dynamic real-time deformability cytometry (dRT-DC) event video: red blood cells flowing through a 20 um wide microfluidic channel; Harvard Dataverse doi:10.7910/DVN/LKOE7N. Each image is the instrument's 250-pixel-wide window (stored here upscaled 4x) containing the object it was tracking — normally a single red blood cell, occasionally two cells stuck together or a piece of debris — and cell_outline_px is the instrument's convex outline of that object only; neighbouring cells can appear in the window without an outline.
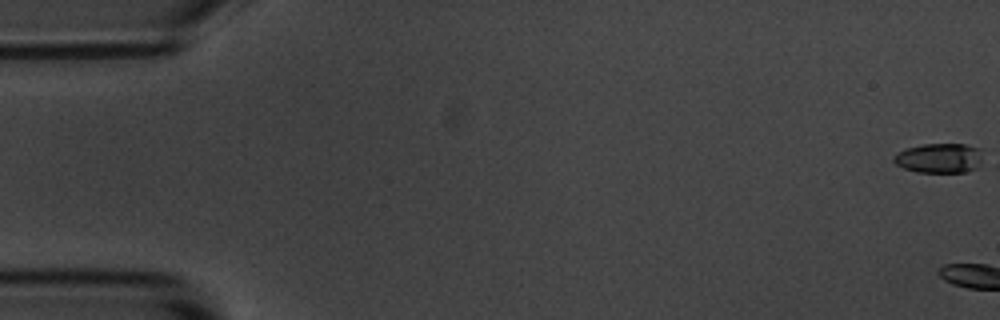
{"species": "common noctule bat (a hibernating species)", "species_latin": "Nyctalus noctula", "temperature_condition": "room temperature", "stored_images_in_passage": 6, "camera_frame_rate_fps": 3000, "um_per_image_px": 0.085, "animal": {"sex": "male", "body_mass_g": 20.1, "forearm_length_mm": 53.5}, "frame": {"image": 1, "passage_image": 1, "time_ms": 0.0, "image_size_px": [1000, 320], "cell_outline_px": [[980, 168], [964, 172], [916, 172], [904, 168], [896, 164], [892, 160], [892, 156], [896, 152], [904, 148], [924, 144], [964, 144], [980, 148]], "centroid_in_image_um": [79.8, 13.44], "position_along_channel_um": 5.2, "area_um2": 15.61}}